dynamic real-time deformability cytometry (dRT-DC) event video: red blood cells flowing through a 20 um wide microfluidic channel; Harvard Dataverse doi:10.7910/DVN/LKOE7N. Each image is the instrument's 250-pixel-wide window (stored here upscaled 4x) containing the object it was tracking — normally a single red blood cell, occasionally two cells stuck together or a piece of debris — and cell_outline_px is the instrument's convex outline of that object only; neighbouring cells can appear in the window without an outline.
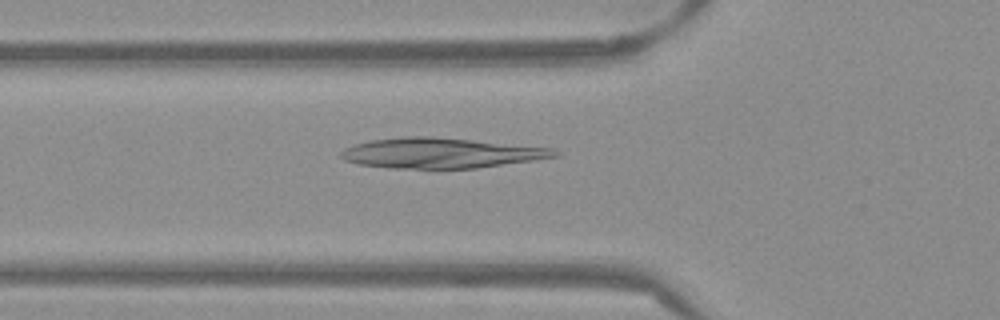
{"species": "Egyptian fruit bat (a non-hibernating species)", "species_latin": "Rousettus aegyptiacus", "temperature_condition": "warm", "stored_images_in_passage": 52, "camera_frame_rate_fps": 3000, "um_per_image_px": 0.085, "frame": {"image": 1, "passage_image": 18, "time_ms": 5.667, "image_size_px": [1000, 320], "cell_outline_px": [[560, 156], [476, 168], [388, 168], [360, 164], [344, 160], [340, 156], [340, 152], [344, 148], [356, 144], [372, 140], [404, 136], [432, 136], [552, 148], [560, 152]], "centroid_in_image_um": [37.45, 13.0], "position_along_channel_um": 88.4, "area_um2": 37.4}}
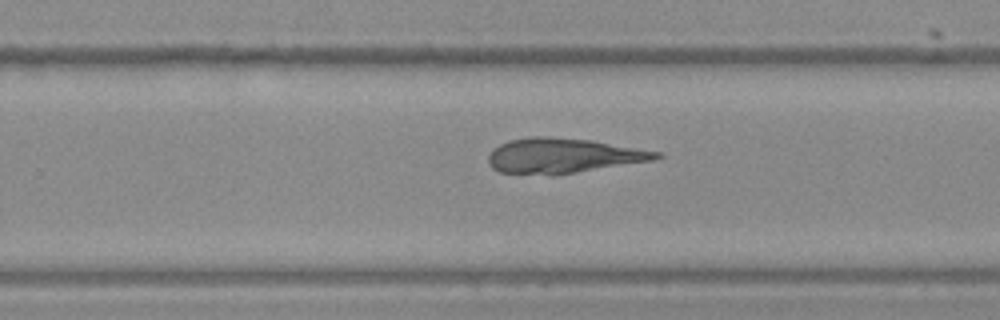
{"frame": {"image": 2, "passage_image": 33, "time_ms": 10.667, "image_size_px": [1000, 320], "cell_outline_px": [[664, 156], [656, 160], [556, 176], [552, 176], [500, 172], [492, 168], [488, 164], [488, 156], [492, 148], [508, 140], [532, 136], [548, 136], [592, 140], [664, 152]], "centroid_in_image_um": [47.9, 13.24], "position_along_channel_um": 281.9, "area_um2": 35.08}}
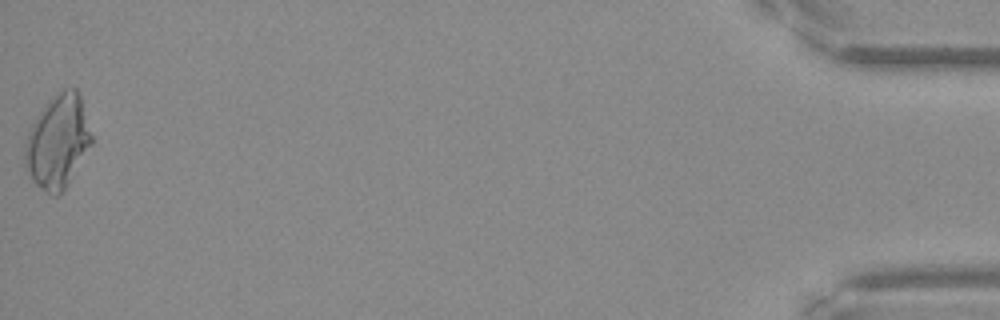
{"frame": {"image": 3, "passage_image": 52, "time_ms": 17.0, "image_size_px": [1000, 320], "cell_outline_px": [[92, 144], [68, 184], [60, 196], [52, 196], [36, 184], [32, 180], [24, 168], [24, 144], [28, 132], [36, 116], [44, 104], [48, 100], [64, 88], [76, 88], [80, 96], [92, 136]], "centroid_in_image_um": [4.88, 12.06], "position_along_channel_um": 430.3, "area_um2": 36.36}}